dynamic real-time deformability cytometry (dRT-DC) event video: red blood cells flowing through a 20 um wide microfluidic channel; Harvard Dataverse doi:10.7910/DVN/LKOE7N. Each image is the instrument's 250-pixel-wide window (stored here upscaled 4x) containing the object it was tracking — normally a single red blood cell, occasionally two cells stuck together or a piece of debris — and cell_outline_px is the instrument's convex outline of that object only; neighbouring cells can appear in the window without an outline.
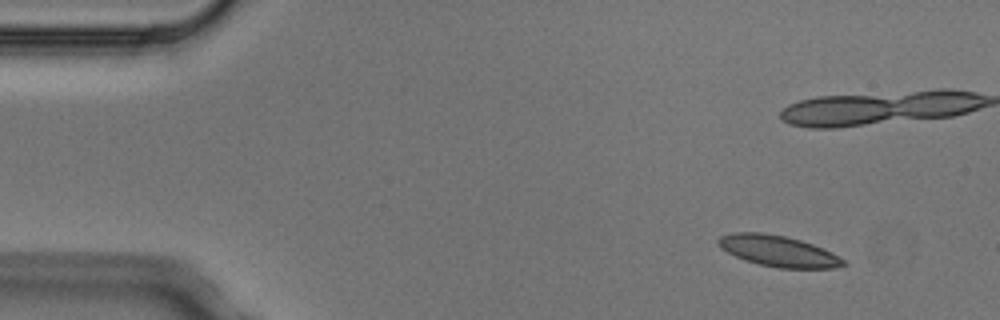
{"species": "Egyptian fruit bat (a non-hibernating species)", "species_latin": "Rousettus aegyptiacus", "temperature_condition": "cold", "stored_images_in_passage": 6, "camera_frame_rate_fps": 3000, "um_per_image_px": 0.085, "animal": {"sex": "male"}, "frame": {"image": 1, "passage_image": 2, "time_ms": 0.333, "image_size_px": [1000, 320], "cell_outline_px": [[848, 264], [836, 268], [776, 268], [744, 260], [720, 248], [716, 240], [720, 236], [732, 232], [764, 232], [784, 236], [800, 240], [812, 244], [844, 260]], "centroid_in_image_um": [66.09, 21.33], "position_along_channel_um": 18.9, "area_um2": 22.43}}